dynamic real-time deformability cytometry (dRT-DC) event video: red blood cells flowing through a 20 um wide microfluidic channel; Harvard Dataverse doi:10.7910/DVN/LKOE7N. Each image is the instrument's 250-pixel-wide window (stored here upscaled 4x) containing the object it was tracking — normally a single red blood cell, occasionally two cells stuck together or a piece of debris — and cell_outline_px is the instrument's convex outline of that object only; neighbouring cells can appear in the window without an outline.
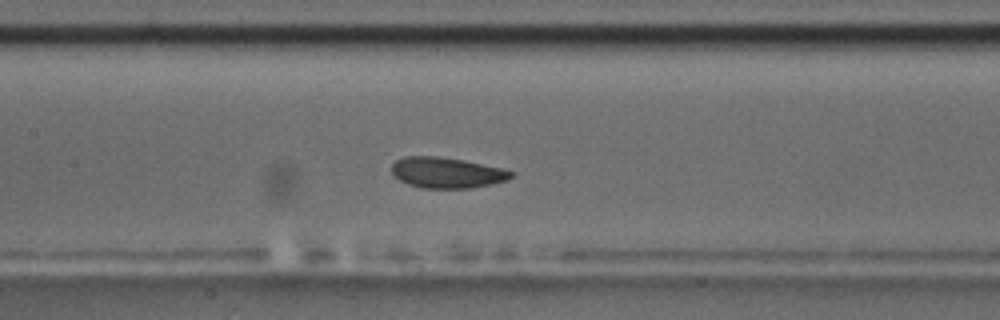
{"species": "common noctule bat (a hibernating species)", "species_latin": "Nyctalus noctula", "temperature_condition": "room temperature", "stored_images_in_passage": 52, "camera_frame_rate_fps": 3000, "um_per_image_px": 0.085, "animal": {"sex": "male", "body_mass_g": 17.5, "forearm_length_mm": 52.3}, "frame": {"image": 1, "passage_image": 23, "time_ms": 7.333, "image_size_px": [1000, 320], "cell_outline_px": [[516, 176], [508, 180], [492, 184], [468, 188], [420, 188], [408, 184], [392, 176], [392, 164], [396, 160], [404, 156], [436, 156], [464, 160], [500, 168], [516, 172]], "centroid_in_image_um": [37.98, 14.68], "position_along_channel_um": 169.4, "area_um2": 21.56}}
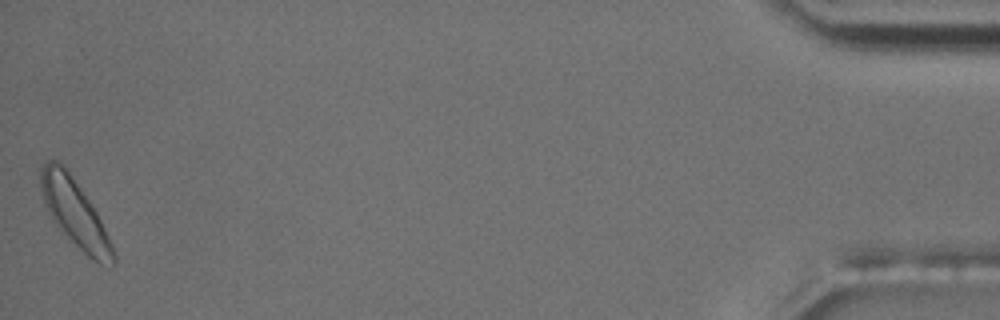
{"frame": {"image": 2, "passage_image": 52, "time_ms": 17.0, "image_size_px": [1000, 320], "cell_outline_px": [[116, 264], [112, 268], [100, 264], [88, 256], [68, 240], [60, 232], [52, 220], [44, 204], [40, 184], [40, 172], [44, 164], [48, 160], [56, 160], [68, 172], [80, 188], [96, 212], [116, 252]], "centroid_in_image_um": [6.37, 18.21], "position_along_channel_um": 428.8, "area_um2": 28.26}, "authors_computed_cell_mechanics": {"area_um2": 21.6461, "velocity_mm_per_s": 3.6394, "shape_relaxation_time_tau1_ms": 5.722, "shape_relaxation_time_tau2_ms": null, "deformation_change_tau1": 0.1427, "deformation_change_tau2": null}}